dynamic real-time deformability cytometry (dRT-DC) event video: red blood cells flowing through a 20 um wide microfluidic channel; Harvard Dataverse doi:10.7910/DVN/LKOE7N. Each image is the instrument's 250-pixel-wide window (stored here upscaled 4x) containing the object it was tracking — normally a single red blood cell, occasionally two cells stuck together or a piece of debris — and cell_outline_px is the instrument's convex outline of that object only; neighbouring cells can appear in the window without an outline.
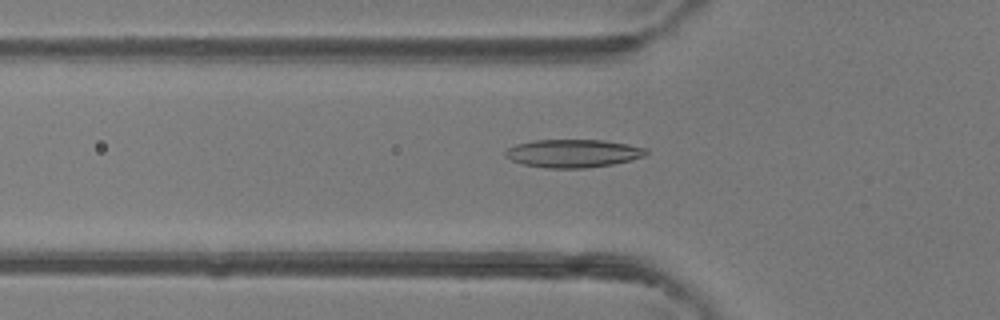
{"species": "common noctule bat (a hibernating species)", "species_latin": "Nyctalus noctula", "temperature_condition": "room temperature", "stored_images_in_passage": 47, "camera_frame_rate_fps": 3000, "um_per_image_px": 0.085, "animal": {"sex": "female"}, "frame": {"image": 1, "passage_image": 16, "time_ms": 5.0, "image_size_px": [1000, 320], "cell_outline_px": [[648, 152], [644, 156], [612, 164], [584, 168], [544, 168], [524, 164], [512, 160], [504, 156], [504, 152], [508, 148], [516, 144], [532, 140], [604, 140], [628, 144], [648, 148]], "centroid_in_image_um": [48.69, 13.03], "position_along_channel_um": 77.1, "area_um2": 23.0}}
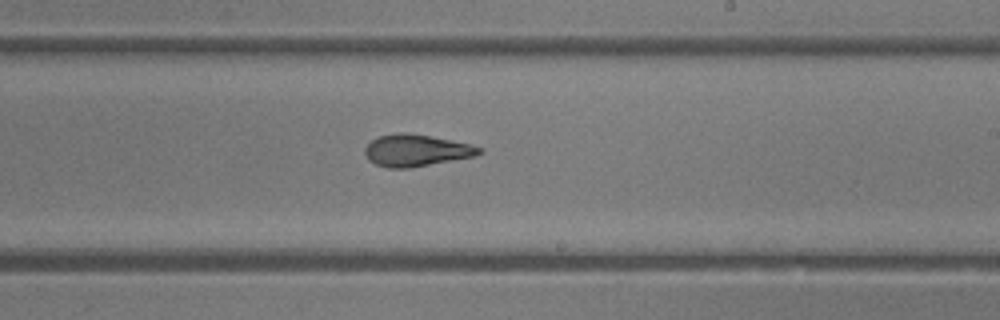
{"frame": {"image": 2, "passage_image": 28, "time_ms": 9.0, "image_size_px": [1000, 320], "cell_outline_px": [[484, 152], [476, 156], [408, 168], [388, 168], [376, 164], [368, 160], [364, 152], [364, 148], [372, 140], [380, 136], [396, 132], [408, 132], [452, 140], [472, 144], [484, 148]], "centroid_in_image_um": [35.41, 12.78], "position_along_channel_um": 253.6, "area_um2": 21.39}}
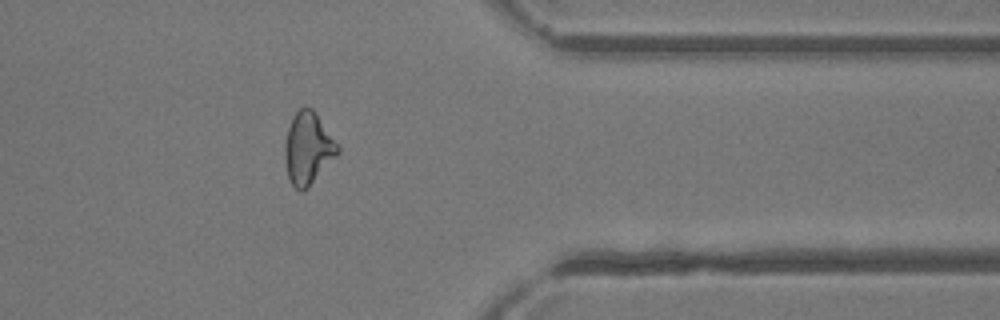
{"frame": {"image": 3, "passage_image": 38, "time_ms": 12.333, "image_size_px": [1000, 320], "cell_outline_px": [[340, 152], [308, 188], [300, 192], [292, 184], [288, 176], [284, 160], [284, 144], [288, 128], [292, 116], [300, 108], [312, 108], [316, 112], [340, 148]], "centroid_in_image_um": [26.17, 12.62], "position_along_channel_um": 385.2, "area_um2": 22.2}, "authors_computed_cell_mechanics": {"area_um2": 22.0796, "velocity_mm_per_s": 4.389, "shape_relaxation_time_tau1_ms": 8.8914, "shape_relaxation_time_tau2_ms": 2.338, "deformation_change_tau1": 0.2507, "deformation_change_tau2": 0.0901}}